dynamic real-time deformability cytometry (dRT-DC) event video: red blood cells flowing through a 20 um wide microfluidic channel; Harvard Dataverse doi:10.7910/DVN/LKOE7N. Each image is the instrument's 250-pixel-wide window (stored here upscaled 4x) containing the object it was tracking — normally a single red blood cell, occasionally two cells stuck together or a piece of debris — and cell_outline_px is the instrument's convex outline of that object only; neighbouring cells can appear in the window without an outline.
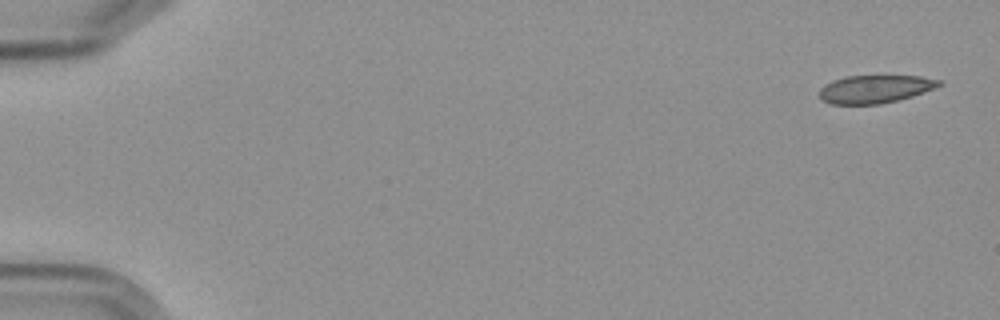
{"species": "Egyptian fruit bat (a non-hibernating species)", "species_latin": "Rousettus aegyptiacus", "temperature_condition": "cold", "stored_images_in_passage": 5, "camera_frame_rate_fps": 3000, "um_per_image_px": 0.085, "frame": {"image": 1, "passage_image": 1, "time_ms": 0.0, "image_size_px": [1000, 320], "cell_outline_px": [[944, 84], [936, 88], [912, 96], [880, 104], [828, 104], [820, 100], [820, 88], [824, 84], [832, 80], [844, 76], [920, 76], [944, 80]], "centroid_in_image_um": [74.38, 7.56], "position_along_channel_um": 10.6, "area_um2": 19.77}}
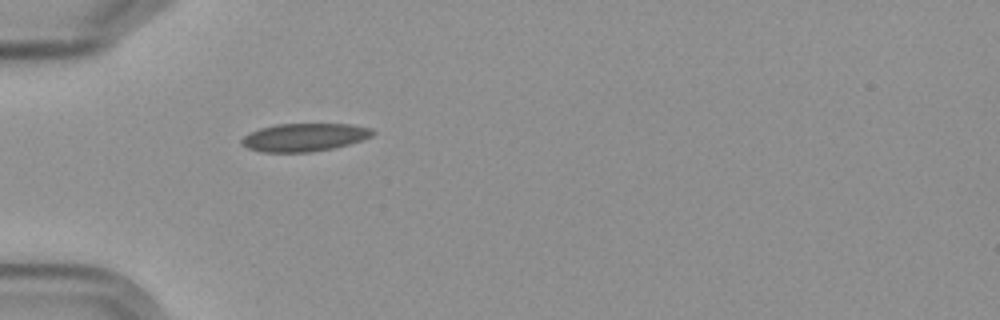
{"frame": {"image": 2, "passage_image": 5, "time_ms": 5.333, "image_size_px": [1000, 320], "cell_outline_px": [[376, 132], [372, 136], [348, 144], [332, 148], [312, 152], [260, 152], [248, 148], [240, 144], [240, 140], [244, 136], [260, 128], [276, 124], [352, 124], [372, 128]], "centroid_in_image_um": [25.86, 11.67], "position_along_channel_um": 59.1, "area_um2": 21.39}}